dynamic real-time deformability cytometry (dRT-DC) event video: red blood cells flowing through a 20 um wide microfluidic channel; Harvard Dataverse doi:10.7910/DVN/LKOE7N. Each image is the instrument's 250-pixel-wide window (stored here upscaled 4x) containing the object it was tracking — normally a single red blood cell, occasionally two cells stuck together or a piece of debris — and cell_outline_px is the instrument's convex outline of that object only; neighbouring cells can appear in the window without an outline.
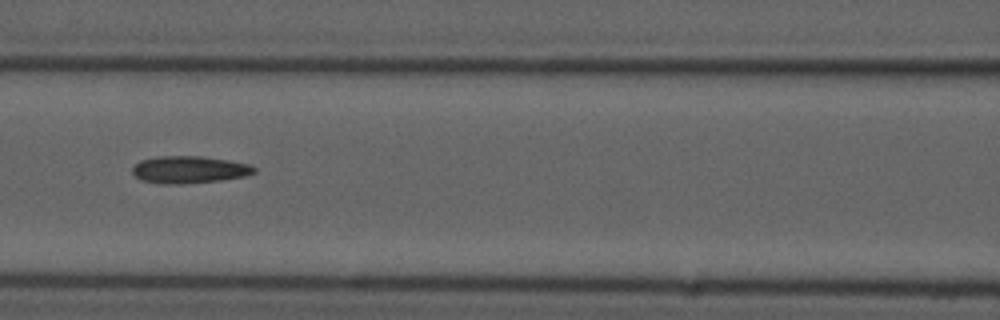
{"species": "common noctule bat (a hibernating species)", "species_latin": "Nyctalus noctula", "temperature_condition": "cold", "stored_images_in_passage": 9, "camera_frame_rate_fps": 3000, "um_per_image_px": 0.085, "animal": {"sex": "male", "forearm_length_mm": 52.5}, "frame": {"image": 1, "passage_image": 7, "time_ms": 8.333, "image_size_px": [1000, 320], "cell_outline_px": [[256, 172], [244, 176], [220, 180], [180, 184], [160, 184], [140, 180], [132, 172], [132, 168], [140, 160], [156, 156], [200, 156], [228, 160], [248, 164], [256, 168]], "centroid_in_image_um": [16.05, 14.42], "position_along_channel_um": 150.6, "area_um2": 19.31}}
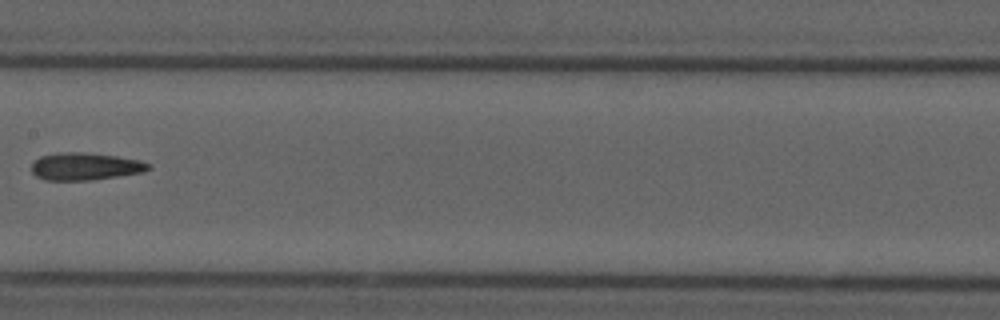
{"frame": {"image": 2, "passage_image": 8, "time_ms": 9.667, "image_size_px": [1000, 320], "cell_outline_px": [[152, 168], [144, 172], [92, 180], [44, 180], [36, 176], [32, 172], [32, 164], [40, 156], [64, 152], [76, 152], [116, 156], [140, 160], [152, 164]], "centroid_in_image_um": [7.28, 14.15], "position_along_channel_um": 200.1, "area_um2": 18.61}}
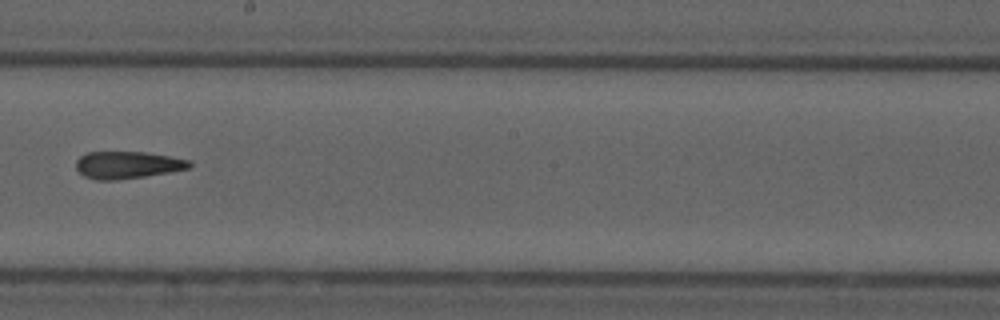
{"frame": {"image": 3, "passage_image": 9, "time_ms": 10.667, "image_size_px": [1000, 320], "cell_outline_px": [[192, 168], [144, 176], [116, 180], [96, 180], [84, 176], [76, 168], [76, 160], [80, 156], [88, 152], [144, 152], [192, 160]], "centroid_in_image_um": [10.85, 14.02], "position_along_channel_um": 237.4, "area_um2": 17.98}}